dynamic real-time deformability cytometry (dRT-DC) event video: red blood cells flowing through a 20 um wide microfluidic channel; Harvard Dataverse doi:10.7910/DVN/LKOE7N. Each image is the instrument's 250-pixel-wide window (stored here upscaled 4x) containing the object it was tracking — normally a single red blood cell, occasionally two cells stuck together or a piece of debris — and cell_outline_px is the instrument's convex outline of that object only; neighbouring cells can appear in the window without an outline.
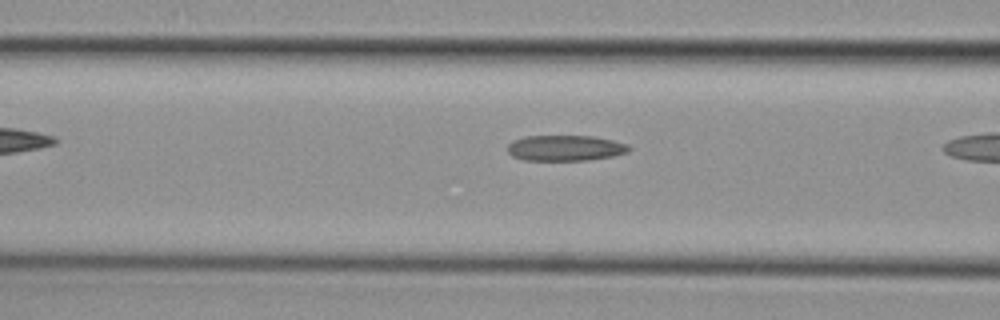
{"species": "common noctule bat (a hibernating species)", "species_latin": "Nyctalus noctula", "temperature_condition": "cold", "stored_images_in_passage": 8, "camera_frame_rate_fps": 3000, "um_per_image_px": 0.085, "animal": {"sex": "female", "body_mass_g": 29.2, "forearm_length_mm": 56.3}, "frame": {"image": 1, "passage_image": 6, "time_ms": 1.667, "image_size_px": [1000, 320], "cell_outline_px": [[632, 148], [628, 152], [612, 156], [588, 160], [524, 160], [512, 156], [508, 152], [508, 144], [512, 140], [524, 136], [596, 136], [628, 144]], "centroid_in_image_um": [48.05, 12.57], "position_along_channel_um": 118.6, "area_um2": 18.26}}